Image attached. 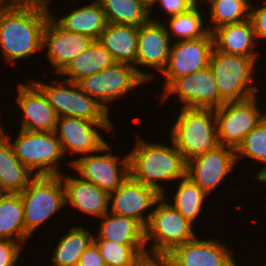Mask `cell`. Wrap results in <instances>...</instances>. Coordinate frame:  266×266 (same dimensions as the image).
Wrapping results in <instances>:
<instances>
[{"mask_svg":"<svg viewBox=\"0 0 266 266\" xmlns=\"http://www.w3.org/2000/svg\"><path fill=\"white\" fill-rule=\"evenodd\" d=\"M2 118L0 117V134L2 132V128L4 127L3 123L1 121H3V119L1 120Z\"/></svg>","mask_w":266,"mask_h":266,"instance_id":"cell-43","label":"cell"},{"mask_svg":"<svg viewBox=\"0 0 266 266\" xmlns=\"http://www.w3.org/2000/svg\"><path fill=\"white\" fill-rule=\"evenodd\" d=\"M258 61V58L228 54L214 47L209 67L214 73L220 98L225 103L247 100L261 93L254 75L255 68L260 66Z\"/></svg>","mask_w":266,"mask_h":266,"instance_id":"cell-6","label":"cell"},{"mask_svg":"<svg viewBox=\"0 0 266 266\" xmlns=\"http://www.w3.org/2000/svg\"><path fill=\"white\" fill-rule=\"evenodd\" d=\"M46 0L0 7V49L3 64L24 61L42 51L43 31L50 17Z\"/></svg>","mask_w":266,"mask_h":266,"instance_id":"cell-1","label":"cell"},{"mask_svg":"<svg viewBox=\"0 0 266 266\" xmlns=\"http://www.w3.org/2000/svg\"><path fill=\"white\" fill-rule=\"evenodd\" d=\"M194 227L162 196L145 227L148 257L164 258L175 247L195 239L198 235Z\"/></svg>","mask_w":266,"mask_h":266,"instance_id":"cell-4","label":"cell"},{"mask_svg":"<svg viewBox=\"0 0 266 266\" xmlns=\"http://www.w3.org/2000/svg\"><path fill=\"white\" fill-rule=\"evenodd\" d=\"M29 0H0V7L19 6L27 3Z\"/></svg>","mask_w":266,"mask_h":266,"instance_id":"cell-41","label":"cell"},{"mask_svg":"<svg viewBox=\"0 0 266 266\" xmlns=\"http://www.w3.org/2000/svg\"><path fill=\"white\" fill-rule=\"evenodd\" d=\"M146 83L133 65L118 62L77 82L83 92L95 98L108 112H111L109 104L113 105L116 100Z\"/></svg>","mask_w":266,"mask_h":266,"instance_id":"cell-10","label":"cell"},{"mask_svg":"<svg viewBox=\"0 0 266 266\" xmlns=\"http://www.w3.org/2000/svg\"><path fill=\"white\" fill-rule=\"evenodd\" d=\"M141 266H170L163 258H149Z\"/></svg>","mask_w":266,"mask_h":266,"instance_id":"cell-40","label":"cell"},{"mask_svg":"<svg viewBox=\"0 0 266 266\" xmlns=\"http://www.w3.org/2000/svg\"><path fill=\"white\" fill-rule=\"evenodd\" d=\"M259 98L257 94L214 109L219 145L237 150L244 137L266 116V111L260 108Z\"/></svg>","mask_w":266,"mask_h":266,"instance_id":"cell-11","label":"cell"},{"mask_svg":"<svg viewBox=\"0 0 266 266\" xmlns=\"http://www.w3.org/2000/svg\"><path fill=\"white\" fill-rule=\"evenodd\" d=\"M100 226L93 239L109 240L121 244H146L145 227L137 220L112 213L99 218Z\"/></svg>","mask_w":266,"mask_h":266,"instance_id":"cell-27","label":"cell"},{"mask_svg":"<svg viewBox=\"0 0 266 266\" xmlns=\"http://www.w3.org/2000/svg\"><path fill=\"white\" fill-rule=\"evenodd\" d=\"M197 2L195 0H159V11L163 12L168 17L177 16L178 14L184 13L192 8Z\"/></svg>","mask_w":266,"mask_h":266,"instance_id":"cell-38","label":"cell"},{"mask_svg":"<svg viewBox=\"0 0 266 266\" xmlns=\"http://www.w3.org/2000/svg\"><path fill=\"white\" fill-rule=\"evenodd\" d=\"M203 7V4L201 6V3H196L188 11L162 21L172 43L199 39L209 32L206 24V12L208 11Z\"/></svg>","mask_w":266,"mask_h":266,"instance_id":"cell-31","label":"cell"},{"mask_svg":"<svg viewBox=\"0 0 266 266\" xmlns=\"http://www.w3.org/2000/svg\"><path fill=\"white\" fill-rule=\"evenodd\" d=\"M94 39L87 35L71 32L61 28L51 17L44 27L42 51L46 54L52 74H59L82 51L87 49ZM45 49V50H44Z\"/></svg>","mask_w":266,"mask_h":266,"instance_id":"cell-19","label":"cell"},{"mask_svg":"<svg viewBox=\"0 0 266 266\" xmlns=\"http://www.w3.org/2000/svg\"><path fill=\"white\" fill-rule=\"evenodd\" d=\"M18 83L16 102L21 111L19 129L32 132H54L57 118L43 91L31 80ZM23 112V113H22Z\"/></svg>","mask_w":266,"mask_h":266,"instance_id":"cell-20","label":"cell"},{"mask_svg":"<svg viewBox=\"0 0 266 266\" xmlns=\"http://www.w3.org/2000/svg\"><path fill=\"white\" fill-rule=\"evenodd\" d=\"M45 94L58 117L82 118L92 122H113L111 114L95 98L83 92L77 83L54 78L52 83L30 78ZM55 80V81H54Z\"/></svg>","mask_w":266,"mask_h":266,"instance_id":"cell-8","label":"cell"},{"mask_svg":"<svg viewBox=\"0 0 266 266\" xmlns=\"http://www.w3.org/2000/svg\"><path fill=\"white\" fill-rule=\"evenodd\" d=\"M254 0H204L206 13V24L208 31L212 33L215 29L250 19L251 5ZM209 16V17H208Z\"/></svg>","mask_w":266,"mask_h":266,"instance_id":"cell-32","label":"cell"},{"mask_svg":"<svg viewBox=\"0 0 266 266\" xmlns=\"http://www.w3.org/2000/svg\"><path fill=\"white\" fill-rule=\"evenodd\" d=\"M98 40L116 62L131 64L136 69L137 26L107 23Z\"/></svg>","mask_w":266,"mask_h":266,"instance_id":"cell-24","label":"cell"},{"mask_svg":"<svg viewBox=\"0 0 266 266\" xmlns=\"http://www.w3.org/2000/svg\"><path fill=\"white\" fill-rule=\"evenodd\" d=\"M197 3H202L204 0H195Z\"/></svg>","mask_w":266,"mask_h":266,"instance_id":"cell-45","label":"cell"},{"mask_svg":"<svg viewBox=\"0 0 266 266\" xmlns=\"http://www.w3.org/2000/svg\"><path fill=\"white\" fill-rule=\"evenodd\" d=\"M236 165V150L219 145L187 161L186 175L210 196L228 180Z\"/></svg>","mask_w":266,"mask_h":266,"instance_id":"cell-16","label":"cell"},{"mask_svg":"<svg viewBox=\"0 0 266 266\" xmlns=\"http://www.w3.org/2000/svg\"><path fill=\"white\" fill-rule=\"evenodd\" d=\"M160 101L165 103L169 96L177 99L181 107L220 108L225 102L220 98L213 71L207 68L190 75L176 78L163 92ZM165 101V102H164Z\"/></svg>","mask_w":266,"mask_h":266,"instance_id":"cell-13","label":"cell"},{"mask_svg":"<svg viewBox=\"0 0 266 266\" xmlns=\"http://www.w3.org/2000/svg\"><path fill=\"white\" fill-rule=\"evenodd\" d=\"M23 247L21 243L13 240L0 239V266H17L25 251Z\"/></svg>","mask_w":266,"mask_h":266,"instance_id":"cell-36","label":"cell"},{"mask_svg":"<svg viewBox=\"0 0 266 266\" xmlns=\"http://www.w3.org/2000/svg\"><path fill=\"white\" fill-rule=\"evenodd\" d=\"M77 266H106L99 248L94 242L85 249Z\"/></svg>","mask_w":266,"mask_h":266,"instance_id":"cell-39","label":"cell"},{"mask_svg":"<svg viewBox=\"0 0 266 266\" xmlns=\"http://www.w3.org/2000/svg\"><path fill=\"white\" fill-rule=\"evenodd\" d=\"M105 13L107 23L139 27L150 20V11L142 0H97Z\"/></svg>","mask_w":266,"mask_h":266,"instance_id":"cell-34","label":"cell"},{"mask_svg":"<svg viewBox=\"0 0 266 266\" xmlns=\"http://www.w3.org/2000/svg\"><path fill=\"white\" fill-rule=\"evenodd\" d=\"M85 225L72 226L61 235L51 252L52 266H77L85 249L93 243L94 231Z\"/></svg>","mask_w":266,"mask_h":266,"instance_id":"cell-26","label":"cell"},{"mask_svg":"<svg viewBox=\"0 0 266 266\" xmlns=\"http://www.w3.org/2000/svg\"><path fill=\"white\" fill-rule=\"evenodd\" d=\"M136 137L134 147L128 152L129 176L163 195L170 190L165 184L169 182V187L170 183L174 185L186 176L187 162L171 139L169 145L167 142L144 140L137 134Z\"/></svg>","mask_w":266,"mask_h":266,"instance_id":"cell-2","label":"cell"},{"mask_svg":"<svg viewBox=\"0 0 266 266\" xmlns=\"http://www.w3.org/2000/svg\"><path fill=\"white\" fill-rule=\"evenodd\" d=\"M178 182V183H177ZM175 192H165L162 196L172 205L185 219L195 225V221L203 215L205 202L209 195L206 194L187 175L175 182ZM168 193L174 194L170 200ZM169 198V200H168ZM173 202V203H172Z\"/></svg>","mask_w":266,"mask_h":266,"instance_id":"cell-29","label":"cell"},{"mask_svg":"<svg viewBox=\"0 0 266 266\" xmlns=\"http://www.w3.org/2000/svg\"><path fill=\"white\" fill-rule=\"evenodd\" d=\"M250 162H258L261 169L255 172L253 179L255 182L260 181L266 175V116L259 124L250 131L243 139V142L236 150V159L239 165H242L243 158ZM253 160V161H252Z\"/></svg>","mask_w":266,"mask_h":266,"instance_id":"cell-35","label":"cell"},{"mask_svg":"<svg viewBox=\"0 0 266 266\" xmlns=\"http://www.w3.org/2000/svg\"><path fill=\"white\" fill-rule=\"evenodd\" d=\"M212 35L214 47L221 52L250 58H261L263 55L256 49L258 42L251 19L223 25L215 29Z\"/></svg>","mask_w":266,"mask_h":266,"instance_id":"cell-22","label":"cell"},{"mask_svg":"<svg viewBox=\"0 0 266 266\" xmlns=\"http://www.w3.org/2000/svg\"><path fill=\"white\" fill-rule=\"evenodd\" d=\"M206 239L198 236L175 247L163 259L170 266H237L232 248L224 240L215 239L214 236ZM221 241V242H219ZM228 246V247H227Z\"/></svg>","mask_w":266,"mask_h":266,"instance_id":"cell-17","label":"cell"},{"mask_svg":"<svg viewBox=\"0 0 266 266\" xmlns=\"http://www.w3.org/2000/svg\"><path fill=\"white\" fill-rule=\"evenodd\" d=\"M161 197L162 194L156 189L128 176L114 192L110 193L109 213L133 218L146 227L153 208Z\"/></svg>","mask_w":266,"mask_h":266,"instance_id":"cell-18","label":"cell"},{"mask_svg":"<svg viewBox=\"0 0 266 266\" xmlns=\"http://www.w3.org/2000/svg\"><path fill=\"white\" fill-rule=\"evenodd\" d=\"M35 175L16 157L9 140L0 134V193H20Z\"/></svg>","mask_w":266,"mask_h":266,"instance_id":"cell-25","label":"cell"},{"mask_svg":"<svg viewBox=\"0 0 266 266\" xmlns=\"http://www.w3.org/2000/svg\"><path fill=\"white\" fill-rule=\"evenodd\" d=\"M214 49L212 33L195 40L173 42L167 65L162 71L163 92L176 78L192 74L210 65Z\"/></svg>","mask_w":266,"mask_h":266,"instance_id":"cell-15","label":"cell"},{"mask_svg":"<svg viewBox=\"0 0 266 266\" xmlns=\"http://www.w3.org/2000/svg\"><path fill=\"white\" fill-rule=\"evenodd\" d=\"M159 0H142L143 4L149 9L150 11V18H153L155 17V15L153 16V10H155L157 7H156V4L158 3ZM155 7V9H154Z\"/></svg>","mask_w":266,"mask_h":266,"instance_id":"cell-42","label":"cell"},{"mask_svg":"<svg viewBox=\"0 0 266 266\" xmlns=\"http://www.w3.org/2000/svg\"><path fill=\"white\" fill-rule=\"evenodd\" d=\"M255 1V3L259 1V4H257L259 6L256 7V5L252 3L250 19L252 20L255 36L259 44L258 46L260 47L261 40L263 39V42L266 41V0ZM260 1L262 4L260 3Z\"/></svg>","mask_w":266,"mask_h":266,"instance_id":"cell-37","label":"cell"},{"mask_svg":"<svg viewBox=\"0 0 266 266\" xmlns=\"http://www.w3.org/2000/svg\"><path fill=\"white\" fill-rule=\"evenodd\" d=\"M115 63L116 61L112 55L103 47L99 40H94L59 75L64 80L77 83L82 78L111 67Z\"/></svg>","mask_w":266,"mask_h":266,"instance_id":"cell-28","label":"cell"},{"mask_svg":"<svg viewBox=\"0 0 266 266\" xmlns=\"http://www.w3.org/2000/svg\"><path fill=\"white\" fill-rule=\"evenodd\" d=\"M24 207L19 193H0V239L26 244Z\"/></svg>","mask_w":266,"mask_h":266,"instance_id":"cell-30","label":"cell"},{"mask_svg":"<svg viewBox=\"0 0 266 266\" xmlns=\"http://www.w3.org/2000/svg\"><path fill=\"white\" fill-rule=\"evenodd\" d=\"M19 194L24 207L25 230L30 237L67 207L61 175L35 176Z\"/></svg>","mask_w":266,"mask_h":266,"instance_id":"cell-7","label":"cell"},{"mask_svg":"<svg viewBox=\"0 0 266 266\" xmlns=\"http://www.w3.org/2000/svg\"><path fill=\"white\" fill-rule=\"evenodd\" d=\"M178 108L180 110L174 123L172 121L168 138L186 162L219 146L214 109Z\"/></svg>","mask_w":266,"mask_h":266,"instance_id":"cell-3","label":"cell"},{"mask_svg":"<svg viewBox=\"0 0 266 266\" xmlns=\"http://www.w3.org/2000/svg\"><path fill=\"white\" fill-rule=\"evenodd\" d=\"M50 11V17L64 30L87 35L98 40L102 31L107 25L105 13L97 0H91L89 4L82 5L73 10L70 14L58 16Z\"/></svg>","mask_w":266,"mask_h":266,"instance_id":"cell-23","label":"cell"},{"mask_svg":"<svg viewBox=\"0 0 266 266\" xmlns=\"http://www.w3.org/2000/svg\"><path fill=\"white\" fill-rule=\"evenodd\" d=\"M162 21L163 19L153 17L138 27L136 71L147 83L155 81V72L162 73L170 54L172 42ZM141 67H147L149 71ZM150 68L151 71L152 68L156 71L151 73Z\"/></svg>","mask_w":266,"mask_h":266,"instance_id":"cell-14","label":"cell"},{"mask_svg":"<svg viewBox=\"0 0 266 266\" xmlns=\"http://www.w3.org/2000/svg\"><path fill=\"white\" fill-rule=\"evenodd\" d=\"M116 125L114 122H92L82 118L58 117L55 134L58 138L63 153L69 155L72 160L67 161V166L76 158L86 154L97 152L108 140L104 139L101 132L112 131ZM101 130V132H99ZM81 154V155H80ZM72 155V156H71Z\"/></svg>","mask_w":266,"mask_h":266,"instance_id":"cell-12","label":"cell"},{"mask_svg":"<svg viewBox=\"0 0 266 266\" xmlns=\"http://www.w3.org/2000/svg\"><path fill=\"white\" fill-rule=\"evenodd\" d=\"M61 178L65 187L66 205L74 208L82 216L87 214L94 218H102L109 212V193L95 184L82 180L76 175L65 174ZM73 207V208H72Z\"/></svg>","mask_w":266,"mask_h":266,"instance_id":"cell-21","label":"cell"},{"mask_svg":"<svg viewBox=\"0 0 266 266\" xmlns=\"http://www.w3.org/2000/svg\"><path fill=\"white\" fill-rule=\"evenodd\" d=\"M51 0H46L47 4L50 5V2ZM55 0H52V2H54Z\"/></svg>","mask_w":266,"mask_h":266,"instance_id":"cell-44","label":"cell"},{"mask_svg":"<svg viewBox=\"0 0 266 266\" xmlns=\"http://www.w3.org/2000/svg\"><path fill=\"white\" fill-rule=\"evenodd\" d=\"M106 266H141L147 259L146 244H121L103 239H93Z\"/></svg>","mask_w":266,"mask_h":266,"instance_id":"cell-33","label":"cell"},{"mask_svg":"<svg viewBox=\"0 0 266 266\" xmlns=\"http://www.w3.org/2000/svg\"><path fill=\"white\" fill-rule=\"evenodd\" d=\"M2 134L9 140L16 157L35 176L61 175L65 167L61 144L55 132H32L18 129L17 137L13 138L6 129ZM62 164V165H61ZM62 167V168H61Z\"/></svg>","mask_w":266,"mask_h":266,"instance_id":"cell-5","label":"cell"},{"mask_svg":"<svg viewBox=\"0 0 266 266\" xmlns=\"http://www.w3.org/2000/svg\"><path fill=\"white\" fill-rule=\"evenodd\" d=\"M111 148L113 149L107 142L96 154L93 152L82 155L70 163L71 170L73 168L79 178L95 184L109 194L114 192L129 176L128 153L123 156L115 155Z\"/></svg>","mask_w":266,"mask_h":266,"instance_id":"cell-9","label":"cell"}]
</instances>
